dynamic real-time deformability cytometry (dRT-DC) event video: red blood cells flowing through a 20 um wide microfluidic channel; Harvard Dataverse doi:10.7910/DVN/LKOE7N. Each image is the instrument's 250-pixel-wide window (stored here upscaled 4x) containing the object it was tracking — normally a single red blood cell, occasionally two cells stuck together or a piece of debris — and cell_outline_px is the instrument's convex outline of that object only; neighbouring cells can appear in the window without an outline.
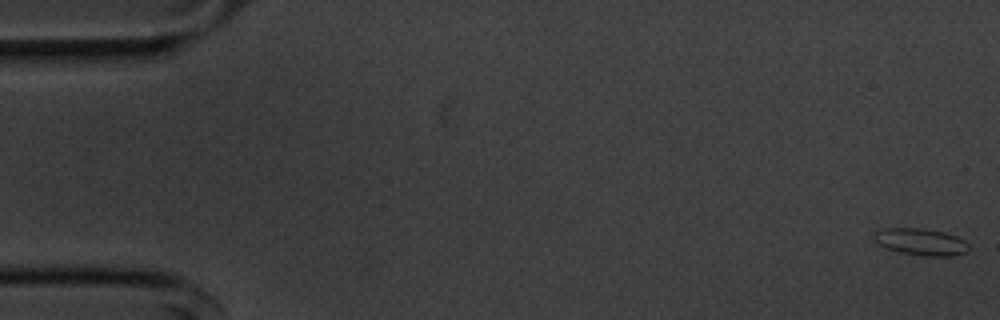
{"species": "common noctule bat (a hibernating species)", "species_latin": "Nyctalus noctula", "temperature_condition": "cold", "stored_images_in_passage": 55, "camera_frame_rate_fps": 3000, "um_per_image_px": 0.085, "animal": {"sex": "male", "body_mass_g": 20.1, "forearm_length_mm": 53.5}, "frame": {"image": 1, "passage_image": 1, "time_ms": 0.0, "image_size_px": [1000, 320], "cell_outline_px": [[968, 252], [956, 256], [924, 256], [896, 252], [884, 248], [876, 244], [872, 240], [872, 232], [880, 228], [924, 228], [944, 232], [956, 236], [964, 240], [968, 244]], "centroid_in_image_um": [78.19, 20.56], "position_along_channel_um": 6.8, "area_um2": 15.43}}
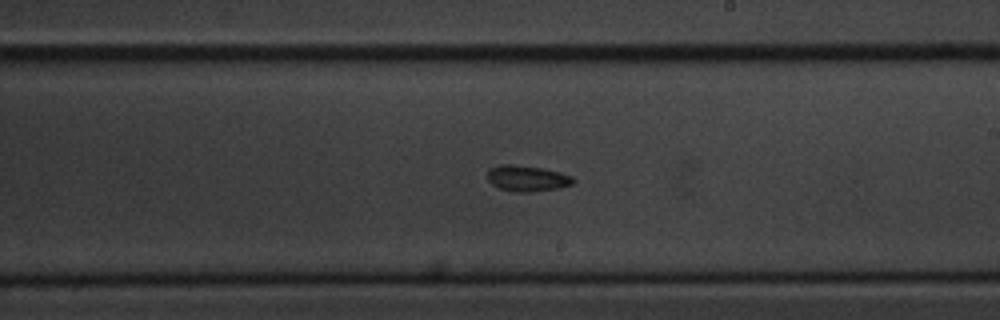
{"frame": {"image": 2, "passage_image": 32, "time_ms": 10.333, "image_size_px": [1000, 320], "cell_outline_px": [[576, 180], [572, 184], [560, 188], [528, 192], [516, 192], [500, 188], [492, 184], [488, 180], [488, 168], [500, 164], [512, 164], [540, 168], [560, 172], [572, 176]], "centroid_in_image_um": [44.81, 15.16], "position_along_channel_um": 244.2, "area_um2": 12.95}}
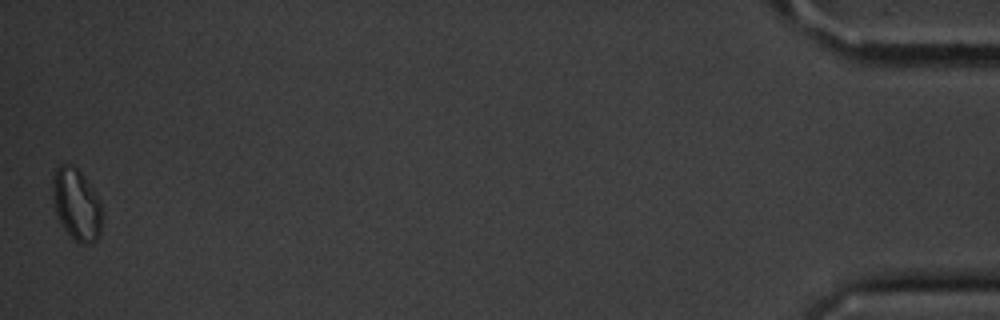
{"frame": {"image": 3, "passage_image": 55, "time_ms": 18.0, "image_size_px": [1000, 320], "cell_outline_px": [[104, 212], [100, 232], [96, 240], [84, 244], [80, 244], [64, 228], [56, 212], [52, 188], [52, 176], [56, 168], [60, 164], [72, 164], [84, 176], [96, 192], [100, 200]], "centroid_in_image_um": [6.54, 17.34], "position_along_channel_um": 428.7, "area_um2": 20.75}, "authors_computed_cell_mechanics": {"area_um2": 13.4674, "velocity_mm_per_s": 3.6178, "shape_relaxation_time_tau1_ms": 1.7295, "shape_relaxation_time_tau2_ms": null, "deformation_change_tau1": 0.0725, "deformation_change_tau2": null}}